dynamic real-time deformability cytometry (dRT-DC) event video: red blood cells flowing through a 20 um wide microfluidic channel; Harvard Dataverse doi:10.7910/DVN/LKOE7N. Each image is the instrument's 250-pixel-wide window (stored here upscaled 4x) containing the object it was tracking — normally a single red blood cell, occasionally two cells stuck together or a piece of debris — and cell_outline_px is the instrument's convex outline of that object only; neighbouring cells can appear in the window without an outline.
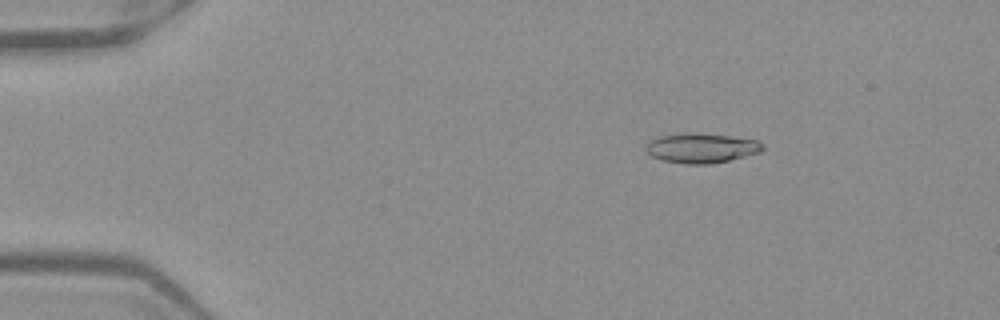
{"species": "Egyptian fruit bat (a non-hibernating species)", "species_latin": "Rousettus aegyptiacus", "temperature_condition": "warm", "stored_images_in_passage": 52, "camera_frame_rate_fps": 3000, "um_per_image_px": 0.085, "frame": {"image": 1, "passage_image": 9, "time_ms": 2.667, "image_size_px": [1000, 320], "cell_outline_px": [[764, 148], [760, 152], [728, 160], [708, 164], [684, 164], [660, 160], [652, 156], [644, 148], [644, 144], [660, 136], [684, 132], [688, 132], [732, 136], [756, 140], [764, 144]], "centroid_in_image_um": [59.58, 12.58], "position_along_channel_um": 25.4, "area_um2": 20.29}}
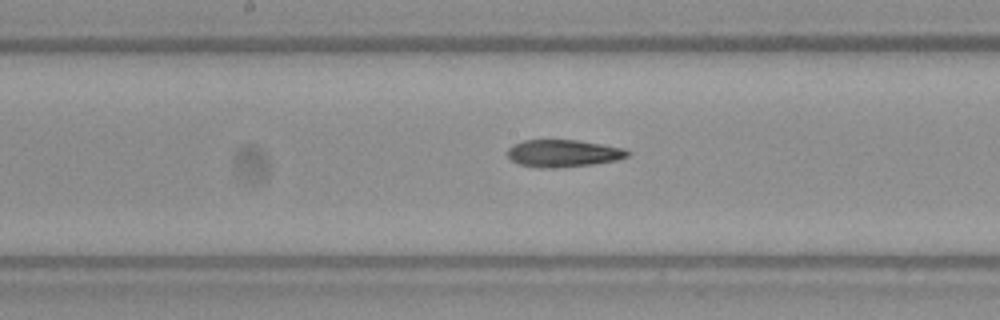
{"frame": {"image": 2, "passage_image": 28, "time_ms": 9.0, "image_size_px": [1000, 320], "cell_outline_px": [[632, 152], [628, 156], [616, 160], [592, 164], [548, 168], [540, 168], [516, 164], [508, 156], [508, 148], [512, 144], [524, 140], [576, 140], [624, 148]], "centroid_in_image_um": [47.85, 13.03], "position_along_channel_um": 200.4, "area_um2": 19.02}}
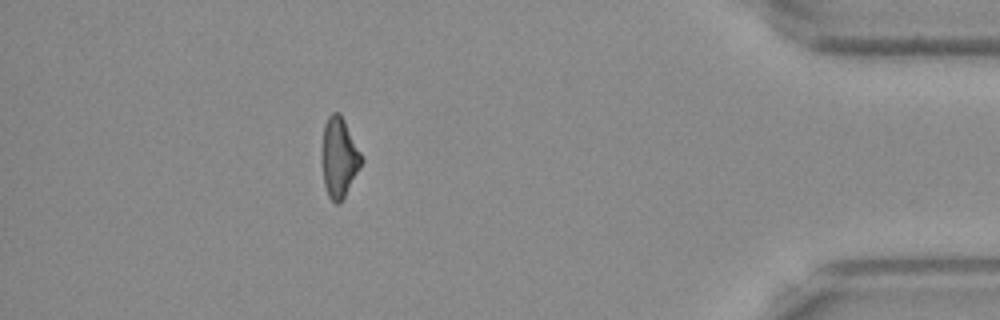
{"frame": {"image": 3, "passage_image": 47, "time_ms": 15.333, "image_size_px": [1000, 320], "cell_outline_px": [[364, 160], [360, 168], [340, 204], [336, 204], [328, 196], [324, 184], [320, 160], [320, 156], [324, 124], [328, 116], [332, 112], [340, 112]], "centroid_in_image_um": [28.79, 13.39], "position_along_channel_um": 406.4, "area_um2": 18.67}, "authors_computed_cell_mechanics": {"area_um2": 19.1607, "velocity_mm_per_s": 3.9783, "shape_relaxation_time_tau1_ms": null, "shape_relaxation_time_tau2_ms": 9.615, "deformation_change_tau1": null, "deformation_change_tau2": 0.2585}}